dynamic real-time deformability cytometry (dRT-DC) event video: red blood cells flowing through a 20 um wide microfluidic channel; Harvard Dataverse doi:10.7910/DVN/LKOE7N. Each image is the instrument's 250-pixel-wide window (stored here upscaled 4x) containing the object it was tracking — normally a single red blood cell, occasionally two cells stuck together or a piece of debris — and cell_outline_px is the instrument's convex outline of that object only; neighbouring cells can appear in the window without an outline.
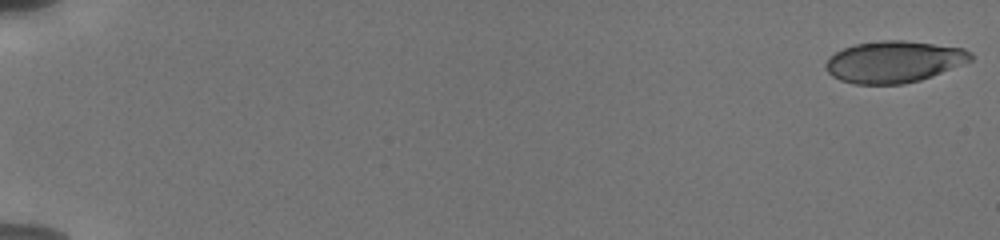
{"species": "human", "species_latin": "Homo sapiens", "temperature_condition": "cold", "stored_images_in_passage": 84, "camera_frame_rate_fps": 3000, "um_per_image_px": 0.085, "donor": {"sex": "male"}, "frame": {"image": 1, "passage_image": 1, "time_ms": 0.0, "image_size_px": [1000, 240], "cell_outline_px": [[972, 60], [932, 76], [920, 80], [904, 84], [856, 84], [840, 80], [832, 76], [828, 72], [824, 64], [836, 52], [844, 48], [856, 44], [880, 40], [904, 40], [964, 48], [972, 52]], "centroid_in_image_um": [75.99, 5.25], "position_along_channel_um": 9.0, "area_um2": 35.03}}
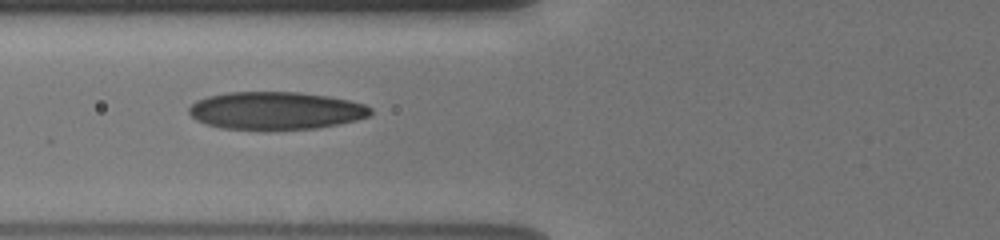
{"frame": {"image": 2, "passage_image": 28, "time_ms": 7.667, "image_size_px": [1000, 240], "cell_outline_px": [[372, 112], [368, 116], [356, 120], [340, 124], [316, 128], [268, 132], [260, 132], [220, 128], [196, 120], [188, 112], [188, 108], [196, 100], [208, 96], [228, 92], [300, 92], [328, 96], [348, 100], [364, 104], [372, 108]], "centroid_in_image_um": [23.41, 9.44], "position_along_channel_um": 102.4, "area_um2": 40.92}}
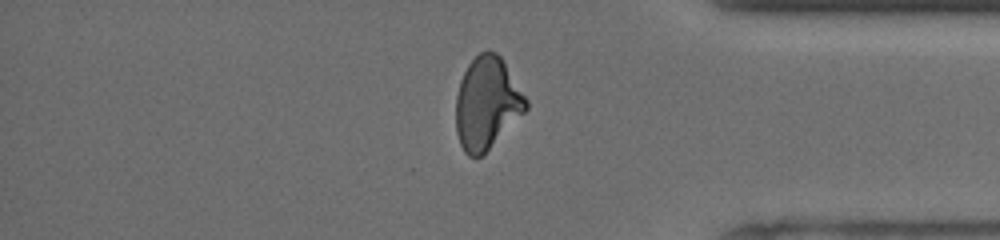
{"frame": {"image": 3, "passage_image": 69, "time_ms": 15.667, "image_size_px": [1000, 240], "cell_outline_px": [[528, 108], [480, 156], [468, 156], [464, 152], [460, 144], [456, 132], [456, 96], [460, 80], [468, 64], [480, 52], [496, 52], [500, 56], [528, 100]], "centroid_in_image_um": [41.36, 8.76], "position_along_channel_um": 393.8, "area_um2": 36.93}, "authors_computed_cell_mechanics": {"area_um2": 37.7723, "velocity_mm_per_s": 3.7979, "shape_relaxation_time_tau1_ms": 5.3234, "shape_relaxation_time_tau2_ms": 1.6956, "deformation_change_tau1": 0.1794, "deformation_change_tau2": 0.0856}}